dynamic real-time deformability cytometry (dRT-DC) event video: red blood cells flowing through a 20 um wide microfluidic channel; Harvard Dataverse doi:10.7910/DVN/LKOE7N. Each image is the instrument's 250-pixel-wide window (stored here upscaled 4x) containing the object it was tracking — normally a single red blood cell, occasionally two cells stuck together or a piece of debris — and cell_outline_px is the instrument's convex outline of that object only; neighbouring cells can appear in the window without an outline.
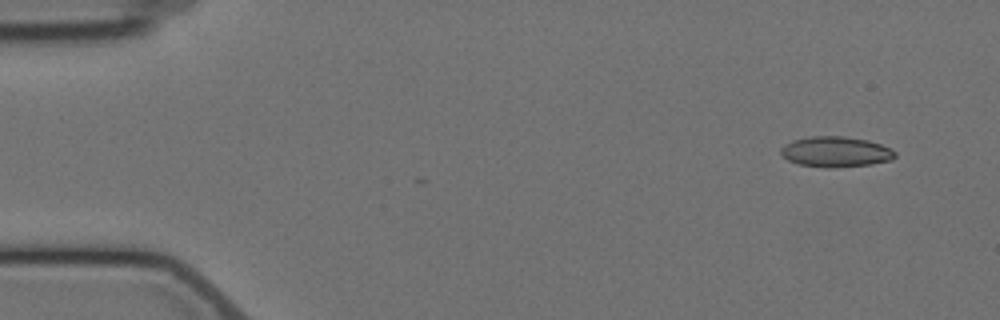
{"species": "Egyptian fruit bat (a non-hibernating species)", "species_latin": "Rousettus aegyptiacus", "temperature_condition": "cold", "stored_images_in_passage": 5, "camera_frame_rate_fps": 3000, "um_per_image_px": 0.085, "animal": {"sex": "female"}, "frame": {"image": 1, "passage_image": 1, "time_ms": 0.0, "image_size_px": [1000, 320], "cell_outline_px": [[896, 156], [892, 160], [872, 164], [832, 168], [828, 168], [800, 164], [788, 160], [780, 152], [780, 148], [784, 144], [792, 140], [812, 136], [844, 136], [868, 140], [880, 144], [896, 152]], "centroid_in_image_um": [71.03, 12.9], "position_along_channel_um": 14.0, "area_um2": 20.29}}